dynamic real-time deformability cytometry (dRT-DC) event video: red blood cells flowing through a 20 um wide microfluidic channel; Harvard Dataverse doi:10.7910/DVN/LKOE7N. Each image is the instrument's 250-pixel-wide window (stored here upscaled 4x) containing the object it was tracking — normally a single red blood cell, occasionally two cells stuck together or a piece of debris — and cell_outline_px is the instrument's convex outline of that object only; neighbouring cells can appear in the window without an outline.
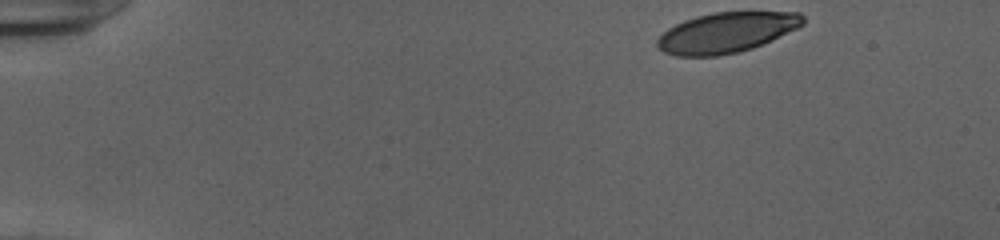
{"species": "human", "species_latin": "Homo sapiens", "temperature_condition": "cold", "stored_images_in_passage": 47, "camera_frame_rate_fps": 3000, "um_per_image_px": 0.085, "donor": {"sex": "female"}, "frame": {"image": 1, "passage_image": 1, "time_ms": 0.0, "image_size_px": [1000, 240], "cell_outline_px": [[804, 24], [764, 44], [752, 48], [736, 52], [716, 56], [676, 56], [664, 52], [656, 48], [656, 40], [668, 28], [684, 20], [696, 16], [712, 12], [800, 12], [804, 16]], "centroid_in_image_um": [61.72, 2.76], "position_along_channel_um": 23.3, "area_um2": 34.22}}
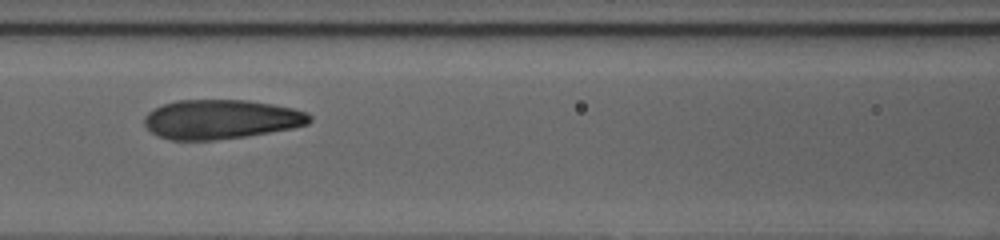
{"frame": {"image": 2, "passage_image": 19, "time_ms": 6.0, "image_size_px": [1000, 240], "cell_outline_px": [[312, 120], [308, 124], [292, 128], [244, 136], [216, 140], [172, 140], [156, 136], [144, 124], [144, 116], [148, 112], [164, 104], [176, 100], [248, 100], [272, 104], [292, 108], [308, 112], [312, 116]], "centroid_in_image_um": [18.78, 10.14], "position_along_channel_um": 147.8, "area_um2": 37.86}}
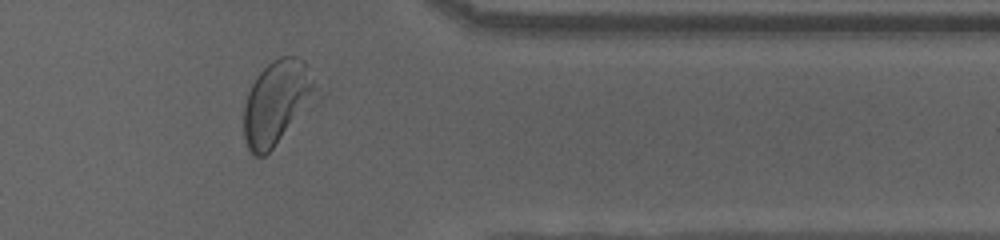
{"frame": {"image": 3, "passage_image": 38, "time_ms": 12.333, "image_size_px": [1000, 240], "cell_outline_px": [[316, 88], [272, 148], [264, 156], [256, 156], [248, 152], [244, 136], [244, 108], [248, 92], [256, 76], [272, 60], [280, 56], [296, 56], [304, 60], [308, 64]], "centroid_in_image_um": [23.41, 8.65], "position_along_channel_um": 388.0, "area_um2": 33.41}, "authors_computed_cell_mechanics": {"area_um2": 36.9342, "velocity_mm_per_s": 3.9259, "shape_relaxation_time_tau1_ms": 3.8467, "shape_relaxation_time_tau2_ms": 1.1496, "deformation_change_tau1": 0.1588, "deformation_change_tau2": 0.086}}